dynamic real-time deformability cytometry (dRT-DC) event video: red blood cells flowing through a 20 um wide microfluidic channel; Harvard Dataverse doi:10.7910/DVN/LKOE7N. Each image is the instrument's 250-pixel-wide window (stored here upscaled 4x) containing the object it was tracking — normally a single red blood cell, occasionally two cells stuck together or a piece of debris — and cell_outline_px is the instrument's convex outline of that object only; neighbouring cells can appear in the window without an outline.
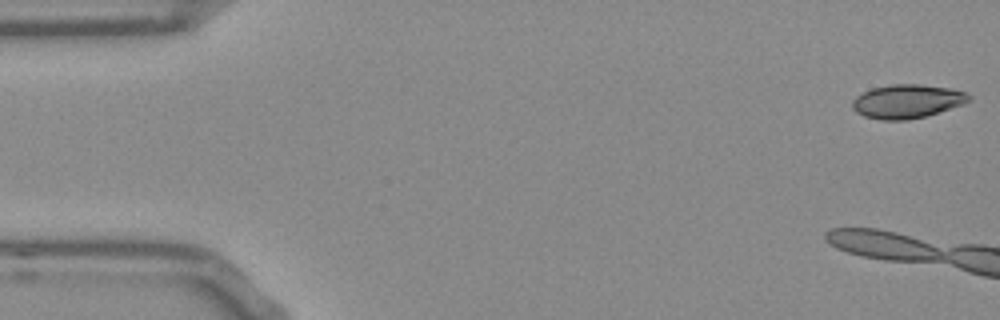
{"species": "Egyptian fruit bat (a non-hibernating species)", "species_latin": "Rousettus aegyptiacus", "temperature_condition": "room temperature", "stored_images_in_passage": 9, "camera_frame_rate_fps": 3000, "um_per_image_px": 0.085, "frame": {"image": 1, "passage_image": 1, "time_ms": 0.0, "image_size_px": [1000, 320], "cell_outline_px": [[972, 96], [964, 104], [924, 116], [904, 120], [880, 120], [864, 116], [856, 112], [852, 108], [852, 100], [856, 96], [872, 88], [892, 84], [920, 84], [948, 88], [964, 92]], "centroid_in_image_um": [77.07, 8.61], "position_along_channel_um": 7.9, "area_um2": 22.72}}